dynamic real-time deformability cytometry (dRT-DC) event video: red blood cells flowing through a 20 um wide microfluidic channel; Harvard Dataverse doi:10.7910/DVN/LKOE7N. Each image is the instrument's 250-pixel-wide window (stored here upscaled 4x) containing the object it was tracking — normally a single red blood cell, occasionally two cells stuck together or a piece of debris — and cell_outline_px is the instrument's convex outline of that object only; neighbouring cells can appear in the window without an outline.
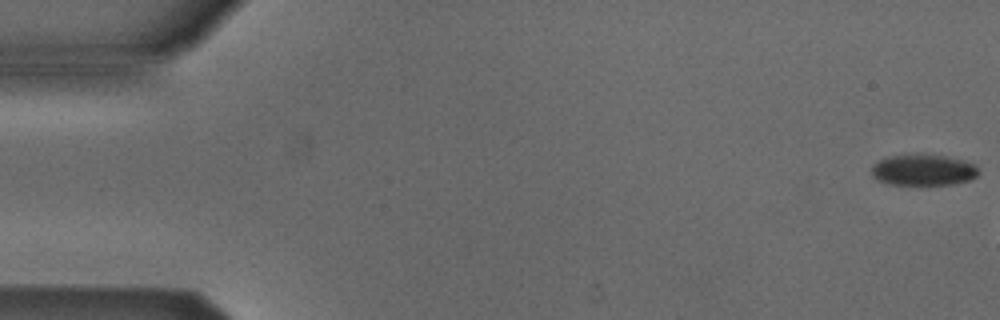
{"species": "Egyptian fruit bat (a non-hibernating species)", "species_latin": "Rousettus aegyptiacus", "temperature_condition": "cold", "stored_images_in_passage": 3, "camera_frame_rate_fps": 3000, "um_per_image_px": 0.085, "animal": {"sex": "male"}, "frame": {"image": 1, "passage_image": 1, "time_ms": 0.0, "image_size_px": [1000, 320], "cell_outline_px": [[976, 176], [968, 180], [952, 184], [888, 184], [876, 180], [872, 176], [872, 164], [888, 156], [944, 156], [964, 160], [972, 164], [976, 168]], "centroid_in_image_um": [78.42, 14.47], "position_along_channel_um": 6.6, "area_um2": 18.73}}